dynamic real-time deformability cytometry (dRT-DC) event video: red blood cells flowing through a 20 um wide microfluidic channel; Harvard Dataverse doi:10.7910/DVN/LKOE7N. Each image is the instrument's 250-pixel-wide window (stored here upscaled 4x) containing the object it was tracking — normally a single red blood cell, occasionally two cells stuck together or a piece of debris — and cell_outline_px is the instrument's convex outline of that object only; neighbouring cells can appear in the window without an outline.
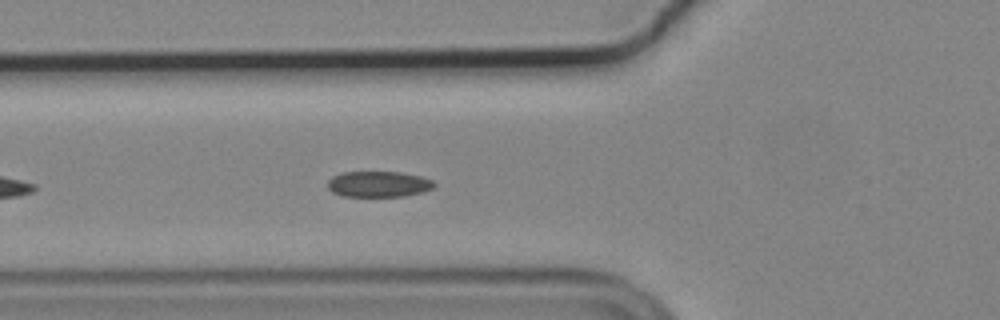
{"species": "common noctule bat (a hibernating species)", "species_latin": "Nyctalus noctula", "temperature_condition": "cold", "stored_images_in_passage": 13, "camera_frame_rate_fps": 3000, "um_per_image_px": 0.085, "animal": {"sex": "male", "body_mass_g": 19.2, "forearm_length_mm": 51.8}, "frame": {"image": 1, "passage_image": 8, "time_ms": 2.333, "image_size_px": [1000, 320], "cell_outline_px": [[436, 184], [432, 188], [424, 192], [404, 196], [344, 196], [332, 192], [328, 188], [328, 180], [332, 176], [340, 172], [400, 172], [420, 176], [432, 180]], "centroid_in_image_um": [32.17, 15.64], "position_along_channel_um": 93.6, "area_um2": 16.07}}